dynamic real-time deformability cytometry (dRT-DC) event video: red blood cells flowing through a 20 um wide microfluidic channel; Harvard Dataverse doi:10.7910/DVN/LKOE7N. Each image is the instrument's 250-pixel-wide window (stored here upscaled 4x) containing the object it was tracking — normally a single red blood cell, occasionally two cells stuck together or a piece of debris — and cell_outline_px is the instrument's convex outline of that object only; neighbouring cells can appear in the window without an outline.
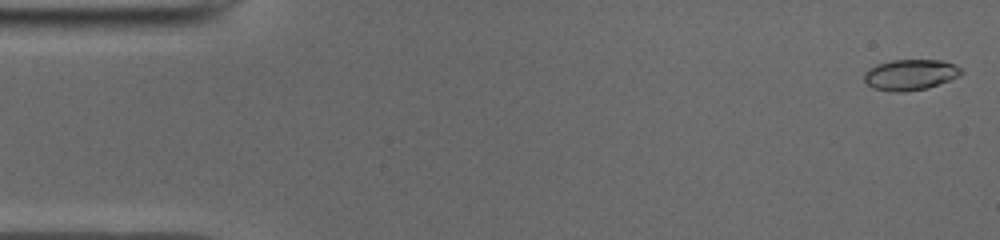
{"species": "common noctule bat (a hibernating species)", "species_latin": "Nyctalus noctula", "temperature_condition": "cold", "stored_images_in_passage": 50, "camera_frame_rate_fps": 3000, "um_per_image_px": 0.085, "animal": {"sex": "male", "body_mass_g": 19.0, "forearm_length_mm": 50.8}, "frame": {"image": 1, "passage_image": 1, "time_ms": 0.0, "image_size_px": [1000, 240], "cell_outline_px": [[964, 72], [960, 76], [928, 88], [904, 92], [896, 92], [872, 88], [864, 80], [864, 72], [868, 68], [876, 64], [892, 60], [944, 60], [956, 64]], "centroid_in_image_um": [77.39, 6.34], "position_along_channel_um": 7.6, "area_um2": 17.63}}
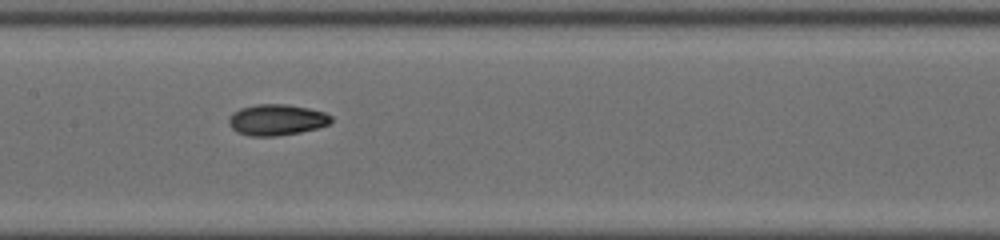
{"frame": {"image": 2, "passage_image": 24, "time_ms": 7.667, "image_size_px": [1000, 240], "cell_outline_px": [[332, 120], [328, 124], [316, 128], [300, 132], [276, 136], [252, 136], [236, 132], [228, 124], [228, 120], [232, 112], [240, 108], [256, 104], [284, 104], [308, 108], [324, 112], [332, 116]], "centroid_in_image_um": [23.48, 10.18], "position_along_channel_um": 183.9, "area_um2": 18.5}}
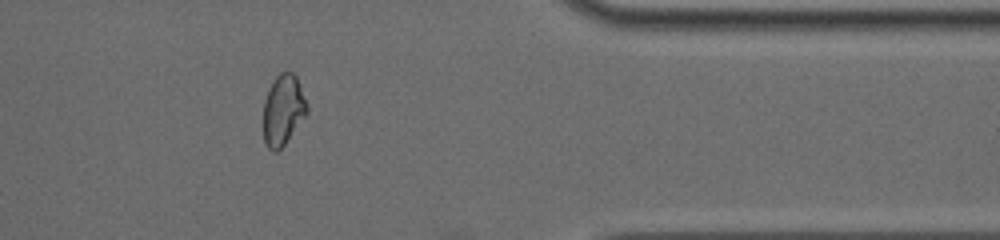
{"frame": {"image": 3, "passage_image": 41, "time_ms": 13.333, "image_size_px": [1000, 240], "cell_outline_px": [[308, 112], [284, 144], [276, 152], [272, 152], [264, 144], [264, 100], [268, 88], [276, 76], [280, 72], [292, 72], [296, 76], [308, 108]], "centroid_in_image_um": [24.04, 9.35], "position_along_channel_um": 387.4, "area_um2": 17.74}, "authors_computed_cell_mechanics": {"area_um2": 17.7446, "velocity_mm_per_s": 3.9606, "shape_relaxation_time_tau1_ms": 3.7608, "shape_relaxation_time_tau2_ms": 2.9385, "deformation_change_tau1": 0.1633, "deformation_change_tau2": 0.0665}}